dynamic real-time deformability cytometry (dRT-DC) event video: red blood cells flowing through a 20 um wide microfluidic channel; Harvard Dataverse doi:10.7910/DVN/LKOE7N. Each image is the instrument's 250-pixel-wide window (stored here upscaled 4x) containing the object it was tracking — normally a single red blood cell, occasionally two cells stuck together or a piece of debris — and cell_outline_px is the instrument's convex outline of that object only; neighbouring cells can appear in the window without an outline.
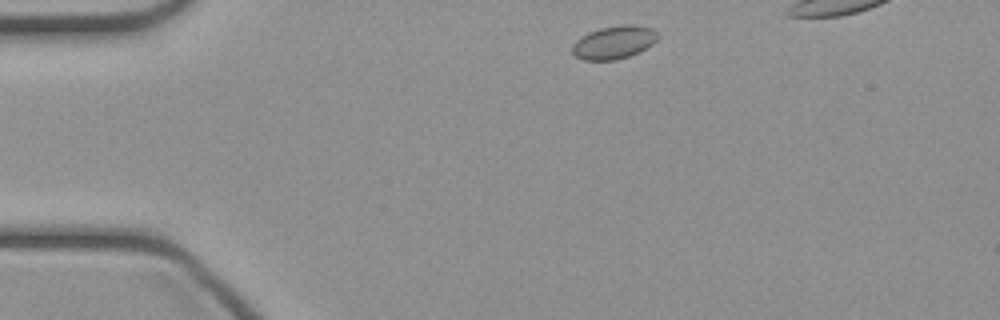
{"species": "common noctule bat (a hibernating species)", "species_latin": "Nyctalus noctula", "temperature_condition": "cold", "stored_images_in_passage": 35, "camera_frame_rate_fps": 3000, "um_per_image_px": 0.085, "animal": {"sex": "female", "body_mass_g": 21.9}, "frame": {"image": 1, "passage_image": 2, "time_ms": 0.333, "image_size_px": [1000, 320], "cell_outline_px": [[660, 36], [652, 44], [640, 52], [616, 60], [584, 60], [576, 56], [572, 52], [572, 44], [576, 40], [588, 32], [600, 28], [620, 24], [632, 24], [652, 28]], "centroid_in_image_um": [52.19, 3.59], "position_along_channel_um": 32.8, "area_um2": 16.59}}
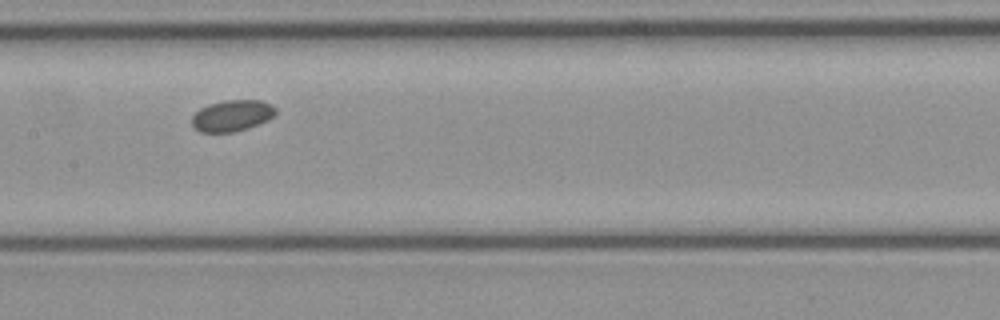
{"frame": {"image": 2, "passage_image": 16, "time_ms": 5.0, "image_size_px": [1000, 320], "cell_outline_px": [[276, 116], [268, 120], [248, 128], [236, 132], [200, 132], [192, 124], [192, 116], [200, 108], [208, 104], [224, 100], [260, 100], [272, 104], [276, 108]], "centroid_in_image_um": [19.76, 9.82], "position_along_channel_um": 187.6, "area_um2": 15.43}}
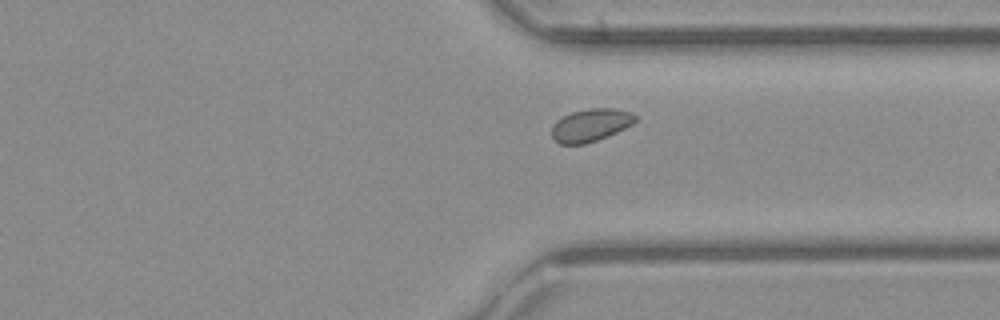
{"frame": {"image": 3, "passage_image": 28, "time_ms": 9.0, "image_size_px": [1000, 320], "cell_outline_px": [[636, 120], [632, 124], [608, 136], [584, 144], [560, 144], [552, 136], [552, 124], [556, 120], [572, 112], [588, 108], [612, 108], [632, 112], [636, 116]], "centroid_in_image_um": [50.2, 10.62], "position_along_channel_um": 361.2, "area_um2": 15.84}}